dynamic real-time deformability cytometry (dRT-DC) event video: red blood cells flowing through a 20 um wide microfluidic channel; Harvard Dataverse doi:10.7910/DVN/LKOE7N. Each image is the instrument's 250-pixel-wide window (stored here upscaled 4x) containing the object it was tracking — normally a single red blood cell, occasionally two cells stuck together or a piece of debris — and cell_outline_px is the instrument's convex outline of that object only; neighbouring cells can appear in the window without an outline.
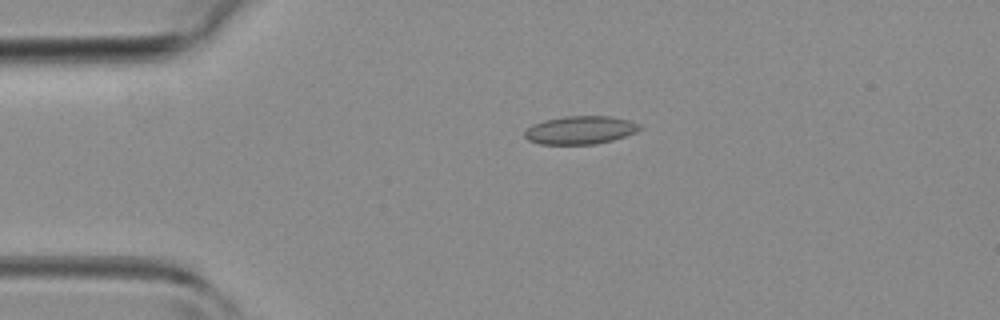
{"species": "common noctule bat (a hibernating species)", "species_latin": "Nyctalus noctula", "temperature_condition": "room temperature", "stored_images_in_passage": 37, "camera_frame_rate_fps": 3000, "um_per_image_px": 0.085, "animal": {"sex": "female", "body_mass_g": 19.3, "forearm_length_mm": 54.1}, "frame": {"image": 1, "passage_image": 2, "time_ms": 0.333, "image_size_px": [1000, 320], "cell_outline_px": [[640, 128], [636, 132], [612, 140], [596, 144], [540, 144], [528, 140], [524, 136], [524, 132], [532, 124], [544, 120], [564, 116], [608, 116], [628, 120], [640, 124]], "centroid_in_image_um": [49.29, 11.05], "position_along_channel_um": 35.7, "area_um2": 18.79}}
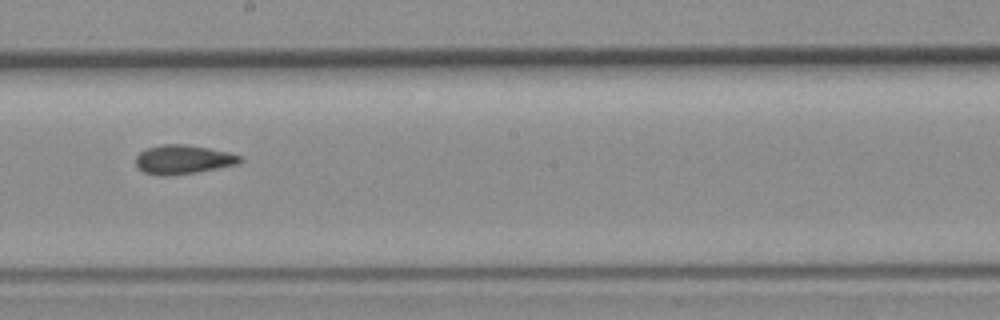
{"frame": {"image": 2, "passage_image": 17, "time_ms": 5.333, "image_size_px": [1000, 320], "cell_outline_px": [[244, 160], [236, 164], [196, 172], [168, 176], [160, 176], [144, 172], [136, 164], [136, 156], [140, 152], [148, 148], [164, 144], [184, 144], [208, 148], [228, 152], [240, 156]], "centroid_in_image_um": [15.55, 13.56], "position_along_channel_um": 232.7, "area_um2": 17.4}}
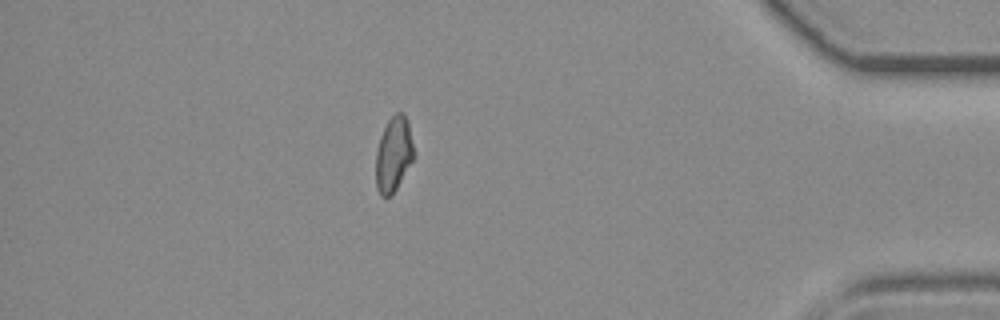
{"frame": {"image": 3, "passage_image": 31, "time_ms": 10.0, "image_size_px": [1000, 320], "cell_outline_px": [[416, 156], [392, 196], [380, 196], [376, 188], [376, 152], [380, 136], [388, 120], [396, 112], [404, 112], [408, 120]], "centroid_in_image_um": [33.48, 13.11], "position_along_channel_um": 401.7, "area_um2": 16.99}}